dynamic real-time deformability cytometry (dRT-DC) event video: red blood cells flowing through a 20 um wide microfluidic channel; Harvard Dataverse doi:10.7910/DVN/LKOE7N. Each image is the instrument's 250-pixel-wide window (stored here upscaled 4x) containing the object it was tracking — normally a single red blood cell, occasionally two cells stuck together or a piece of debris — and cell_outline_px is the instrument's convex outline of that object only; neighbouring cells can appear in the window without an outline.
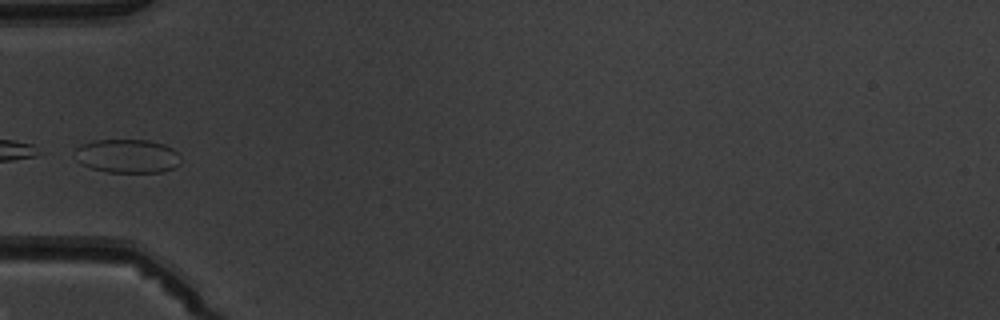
{"species": "common noctule bat (a hibernating species)", "species_latin": "Nyctalus noctula", "temperature_condition": "warm", "stored_images_in_passage": 5, "camera_frame_rate_fps": 3000, "um_per_image_px": 0.085, "animal": {"sex": "male", "body_mass_g": 19.5, "forearm_length_mm": 54.6}, "frame": {"image": 1, "passage_image": 5, "time_ms": 4.667, "image_size_px": [1000, 320], "cell_outline_px": [[180, 164], [164, 172], [108, 172], [92, 168], [80, 164], [76, 160], [76, 148], [80, 144], [92, 140], [148, 140], [164, 144], [172, 148], [180, 156]], "centroid_in_image_um": [10.81, 13.26], "position_along_channel_um": 74.2, "area_um2": 20.92}}